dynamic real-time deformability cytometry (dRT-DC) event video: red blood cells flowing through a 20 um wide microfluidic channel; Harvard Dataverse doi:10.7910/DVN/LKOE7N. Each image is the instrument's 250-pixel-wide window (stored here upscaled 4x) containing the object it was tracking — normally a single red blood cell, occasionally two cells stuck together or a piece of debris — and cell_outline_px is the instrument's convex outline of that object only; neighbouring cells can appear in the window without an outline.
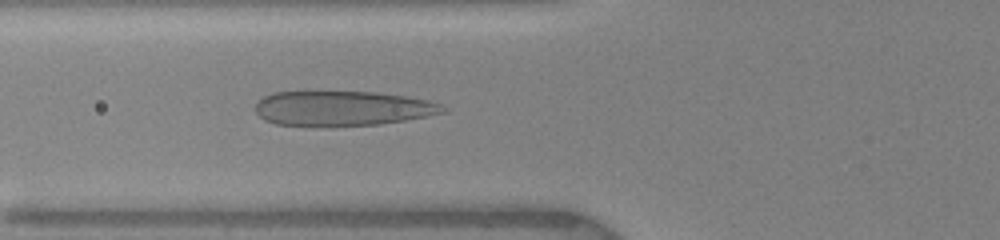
{"species": "human", "species_latin": "Homo sapiens", "temperature_condition": "warm", "stored_images_in_passage": 38, "camera_frame_rate_fps": 3000, "um_per_image_px": 0.085, "donor": {"sex": "female"}, "frame": {"image": 1, "passage_image": 7, "time_ms": 2.0, "image_size_px": [1000, 240], "cell_outline_px": [[448, 112], [404, 120], [380, 124], [276, 124], [264, 120], [256, 112], [256, 104], [264, 96], [276, 92], [376, 92], [404, 96], [428, 100], [440, 104], [448, 108]], "centroid_in_image_um": [29.17, 9.18], "position_along_channel_um": 96.6, "area_um2": 37.11}}
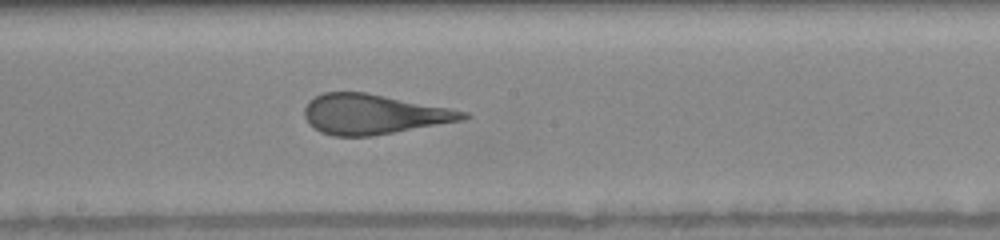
{"frame": {"image": 2, "passage_image": 16, "time_ms": 5.0, "image_size_px": [1000, 240], "cell_outline_px": [[472, 116], [464, 120], [372, 136], [332, 136], [320, 132], [308, 124], [304, 116], [304, 108], [308, 100], [324, 92], [364, 92], [452, 108], [468, 112]], "centroid_in_image_um": [31.74, 9.71], "position_along_channel_um": 216.5, "area_um2": 37.11}}
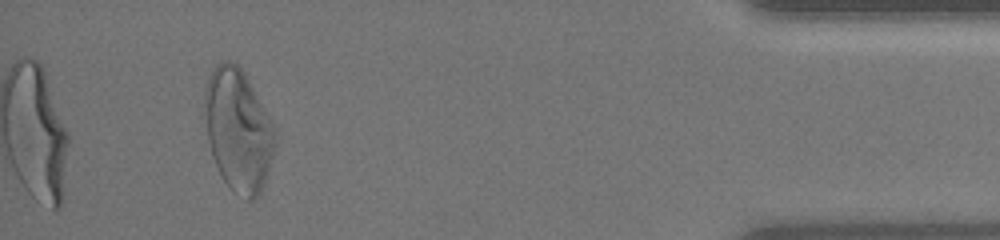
{"frame": {"image": 3, "passage_image": 35, "time_ms": 11.333, "image_size_px": [1000, 240], "cell_outline_px": [[276, 144], [260, 192], [256, 200], [244, 200], [232, 192], [228, 188], [212, 156], [200, 112], [204, 92], [208, 76], [212, 68], [220, 60], [228, 60], [236, 64], [244, 72], [276, 128]], "centroid_in_image_um": [20.19, 11.03], "position_along_channel_um": 415.0, "area_um2": 51.15}, "authors_computed_cell_mechanics": {"area_um2": 38.4081, "velocity_mm_per_s": 3.9691, "shape_relaxation_time_tau1_ms": 4.9891, "shape_relaxation_time_tau2_ms": 0.7623, "deformation_change_tau1": 0.2131, "deformation_change_tau2": 0.0984}}